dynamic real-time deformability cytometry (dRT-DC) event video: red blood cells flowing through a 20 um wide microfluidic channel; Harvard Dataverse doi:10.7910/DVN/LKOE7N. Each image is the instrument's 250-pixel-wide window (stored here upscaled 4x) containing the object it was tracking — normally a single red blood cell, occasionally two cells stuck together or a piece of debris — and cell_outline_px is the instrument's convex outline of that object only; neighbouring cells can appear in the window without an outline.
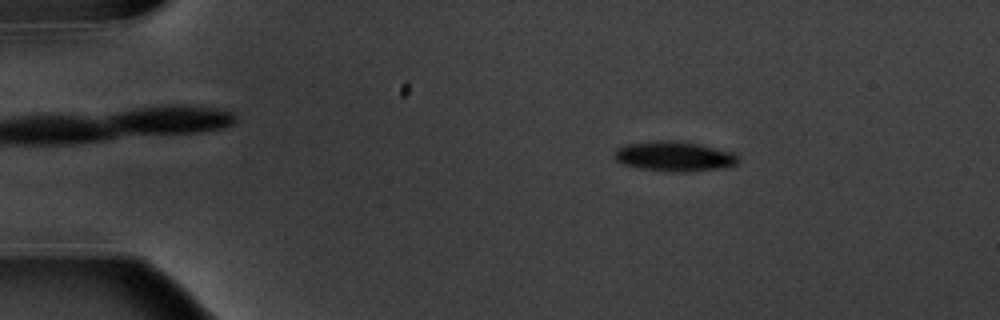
{"species": "common noctule bat (a hibernating species)", "species_latin": "Nyctalus noctula", "temperature_condition": "warm", "stored_images_in_passage": 5, "camera_frame_rate_fps": 3000, "um_per_image_px": 0.085, "animal": {"sex": "male", "body_mass_g": 20.1, "forearm_length_mm": 53.5}, "frame": {"image": 1, "passage_image": 3, "time_ms": 2.333, "image_size_px": [1000, 320], "cell_outline_px": [[740, 160], [736, 164], [720, 168], [684, 172], [672, 172], [640, 168], [624, 164], [616, 160], [616, 152], [620, 148], [628, 144], [656, 140], [668, 140], [696, 144], [732, 152]], "centroid_in_image_um": [57.32, 13.3], "position_along_channel_um": 27.7, "area_um2": 20.98}}